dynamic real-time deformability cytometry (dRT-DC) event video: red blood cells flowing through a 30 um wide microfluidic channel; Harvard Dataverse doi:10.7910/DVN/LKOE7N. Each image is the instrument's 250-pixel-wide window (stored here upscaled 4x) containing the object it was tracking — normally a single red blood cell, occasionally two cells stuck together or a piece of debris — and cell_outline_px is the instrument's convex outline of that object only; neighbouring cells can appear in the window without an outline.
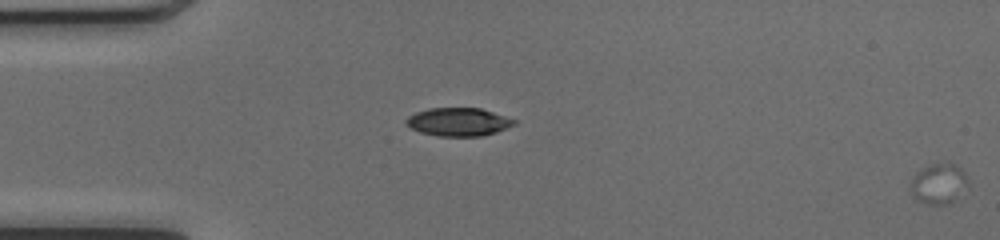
{"species": "common noctule bat (a hibernating species)", "species_latin": "Nyctalus noctula", "temperature_condition": "cold", "stored_images_in_passage": 6, "segment_of_instrument_passage": [2, 2], "camera_frame_rate_fps": 3000, "um_per_image_px": 0.085, "animal": {"sex": "female", "body_mass_g": 17.0, "forearm_length_mm": 48.0}, "frame": {"image": 1, "passage_image": 6, "time_ms": 1.667, "image_size_px": [1000, 240], "cell_outline_px": [[968, 188], [948, 204], [928, 204], [916, 200], [908, 188], [912, 176], [916, 172], [928, 164], [956, 164], [964, 172], [968, 180]], "centroid_in_image_um": [79.76, 15.62], "position_along_channel_um": 5.2, "area_um2": 13.7}}